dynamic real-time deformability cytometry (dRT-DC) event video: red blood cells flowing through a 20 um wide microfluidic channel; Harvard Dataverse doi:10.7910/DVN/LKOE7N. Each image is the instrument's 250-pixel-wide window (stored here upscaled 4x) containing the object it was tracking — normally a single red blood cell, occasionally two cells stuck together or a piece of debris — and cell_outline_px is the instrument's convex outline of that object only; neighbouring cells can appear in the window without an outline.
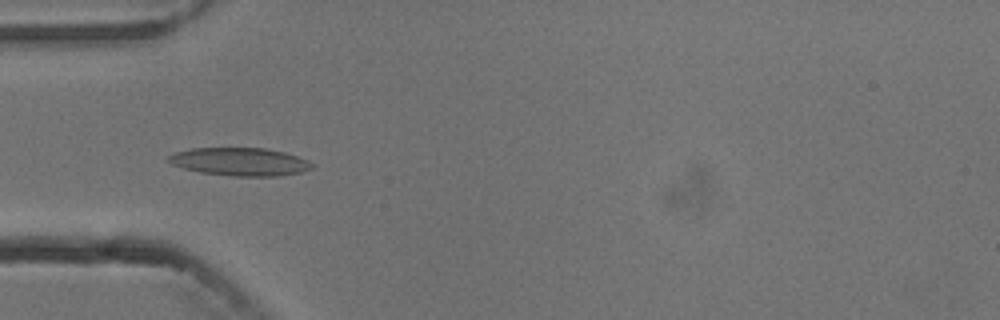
{"species": "common noctule bat (a hibernating species)", "species_latin": "Nyctalus noctula", "temperature_condition": "cold", "stored_images_in_passage": 10, "camera_frame_rate_fps": 3000, "um_per_image_px": 0.085, "animal": {"sex": "male", "body_mass_g": 13.3}, "frame": {"image": 1, "passage_image": 5, "time_ms": 5.333, "image_size_px": [1000, 320], "cell_outline_px": [[312, 168], [300, 172], [280, 176], [232, 176], [200, 172], [184, 168], [172, 164], [168, 160], [168, 156], [176, 152], [192, 148], [264, 148], [284, 152], [308, 160], [312, 164]], "centroid_in_image_um": [20.39, 13.75], "position_along_channel_um": 64.6, "area_um2": 23.24}}
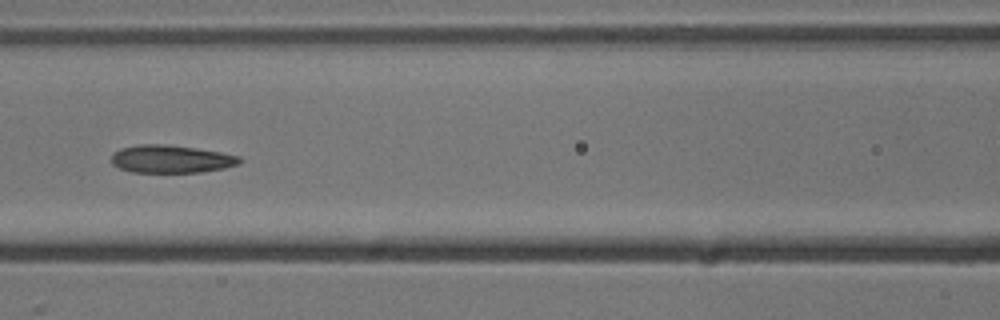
{"frame": {"image": 2, "passage_image": 7, "time_ms": 7.667, "image_size_px": [1000, 320], "cell_outline_px": [[244, 160], [240, 164], [224, 168], [200, 172], [132, 172], [120, 168], [112, 164], [112, 152], [120, 148], [140, 144], [164, 144], [220, 152], [240, 156]], "centroid_in_image_um": [14.55, 13.52], "position_along_channel_um": 152.1, "area_um2": 20.75}}
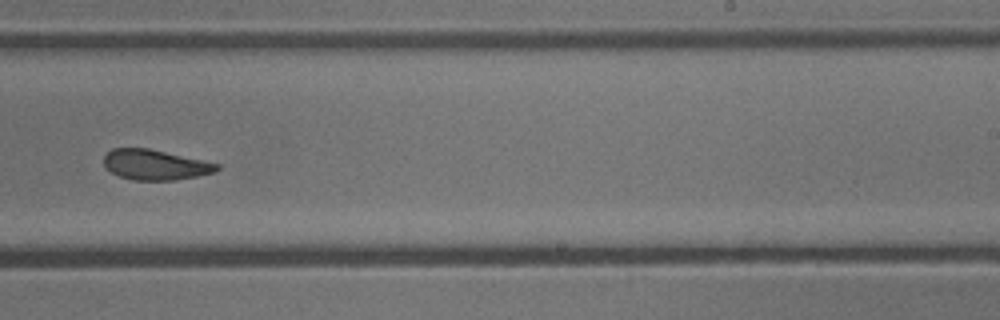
{"frame": {"image": 3, "passage_image": 10, "time_ms": 11.0, "image_size_px": [1000, 320], "cell_outline_px": [[220, 168], [216, 172], [176, 180], [132, 180], [120, 176], [104, 168], [104, 156], [112, 148], [148, 148], [220, 164]], "centroid_in_image_um": [13.18, 14.01], "position_along_channel_um": 275.8, "area_um2": 19.88}}